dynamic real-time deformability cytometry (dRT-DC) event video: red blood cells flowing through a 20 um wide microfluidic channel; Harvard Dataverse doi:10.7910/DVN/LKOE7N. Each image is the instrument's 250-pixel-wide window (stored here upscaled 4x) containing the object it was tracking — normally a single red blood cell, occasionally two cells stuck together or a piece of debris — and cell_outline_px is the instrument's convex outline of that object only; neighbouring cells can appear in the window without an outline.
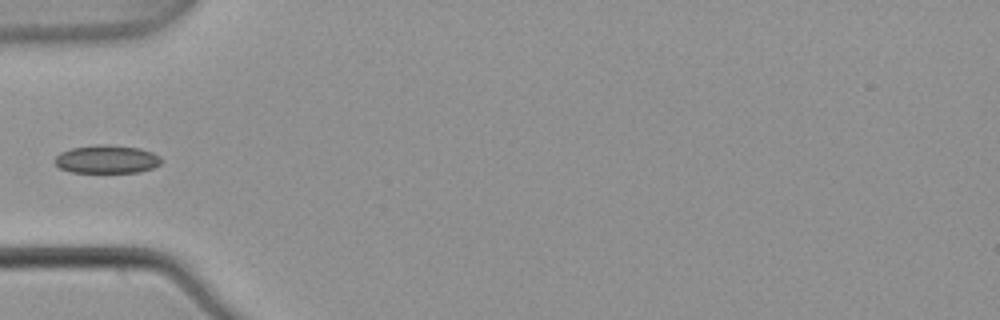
{"species": "common noctule bat (a hibernating species)", "species_latin": "Nyctalus noctula", "temperature_condition": "warm", "stored_images_in_passage": 4, "camera_frame_rate_fps": 3000, "um_per_image_px": 0.085, "animal": {"sex": "male", "body_mass_g": 21.5, "forearm_length_mm": 52.0}, "frame": {"image": 1, "passage_image": 4, "time_ms": 1.0, "image_size_px": [1000, 320], "cell_outline_px": [[164, 160], [160, 164], [152, 168], [140, 172], [72, 172], [60, 168], [52, 160], [60, 152], [72, 148], [96, 144], [108, 144], [140, 148], [152, 152], [160, 156]], "centroid_in_image_um": [9.09, 13.52], "position_along_channel_um": 75.9, "area_um2": 17.69}}